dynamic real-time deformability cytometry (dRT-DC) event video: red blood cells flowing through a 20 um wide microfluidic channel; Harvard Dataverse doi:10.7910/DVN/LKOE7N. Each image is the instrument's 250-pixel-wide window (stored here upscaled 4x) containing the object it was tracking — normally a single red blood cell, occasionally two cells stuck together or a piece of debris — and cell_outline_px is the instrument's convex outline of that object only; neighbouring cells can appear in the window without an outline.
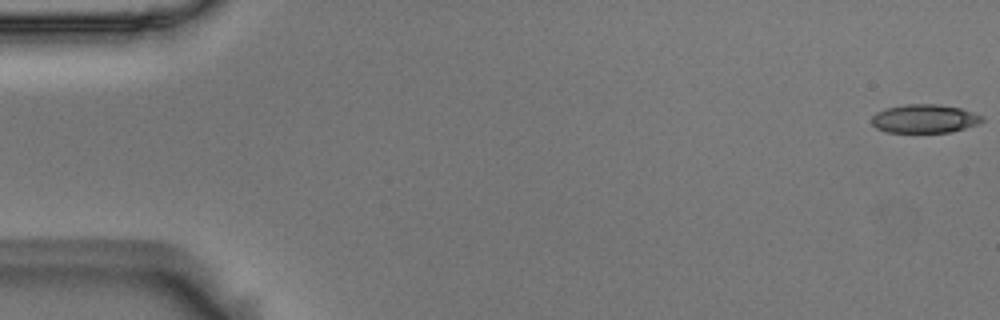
{"species": "Egyptian fruit bat (a non-hibernating species)", "species_latin": "Rousettus aegyptiacus", "temperature_condition": "room temperature", "stored_images_in_passage": 55, "camera_frame_rate_fps": 3000, "um_per_image_px": 0.085, "animal": {"sex": "male"}, "frame": {"image": 1, "passage_image": 1, "time_ms": 0.0, "image_size_px": [1000, 320], "cell_outline_px": [[984, 120], [976, 124], [952, 132], [884, 132], [876, 128], [872, 124], [872, 116], [876, 112], [884, 108], [904, 104], [940, 104], [960, 108], [984, 116]], "centroid_in_image_um": [78.55, 10.08], "position_along_channel_um": 6.4, "area_um2": 18.5}}
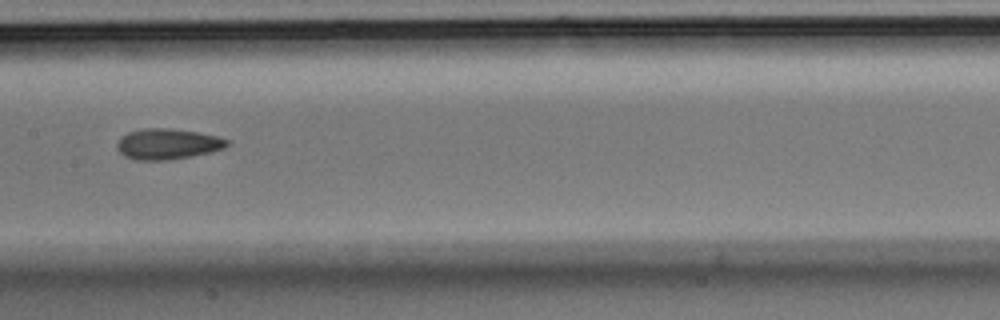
{"frame": {"image": 2, "passage_image": 28, "time_ms": 9.0, "image_size_px": [1000, 320], "cell_outline_px": [[232, 144], [224, 148], [208, 152], [188, 156], [164, 160], [136, 160], [124, 156], [116, 148], [116, 144], [128, 132], [140, 128], [172, 128], [196, 132], [216, 136], [228, 140]], "centroid_in_image_um": [14.23, 12.23], "position_along_channel_um": 193.2, "area_um2": 19.48}}
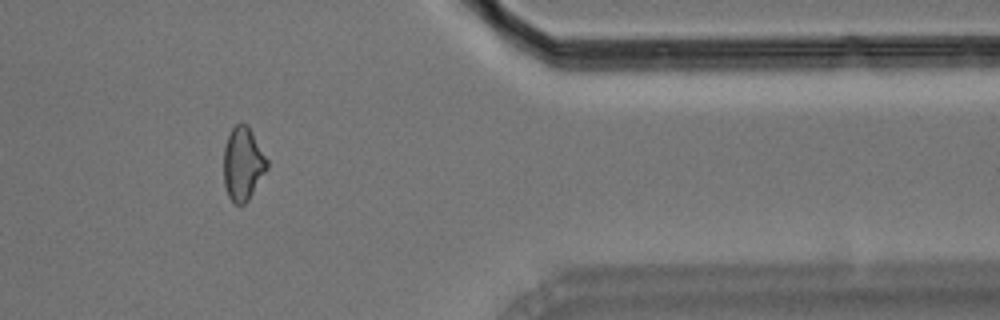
{"frame": {"image": 3, "passage_image": 46, "time_ms": 15.0, "image_size_px": [1000, 320], "cell_outline_px": [[268, 168], [248, 200], [244, 204], [236, 204], [228, 196], [224, 184], [224, 148], [228, 136], [232, 128], [236, 124], [248, 124], [268, 160]], "centroid_in_image_um": [20.65, 13.92], "position_along_channel_um": 390.7, "area_um2": 18.44}, "authors_computed_cell_mechanics": {"area_um2": 18.9006, "velocity_mm_per_s": 3.6537, "shape_relaxation_time_tau1_ms": null, "shape_relaxation_time_tau2_ms": 3.216, "deformation_change_tau1": null, "deformation_change_tau2": 0.1019}}